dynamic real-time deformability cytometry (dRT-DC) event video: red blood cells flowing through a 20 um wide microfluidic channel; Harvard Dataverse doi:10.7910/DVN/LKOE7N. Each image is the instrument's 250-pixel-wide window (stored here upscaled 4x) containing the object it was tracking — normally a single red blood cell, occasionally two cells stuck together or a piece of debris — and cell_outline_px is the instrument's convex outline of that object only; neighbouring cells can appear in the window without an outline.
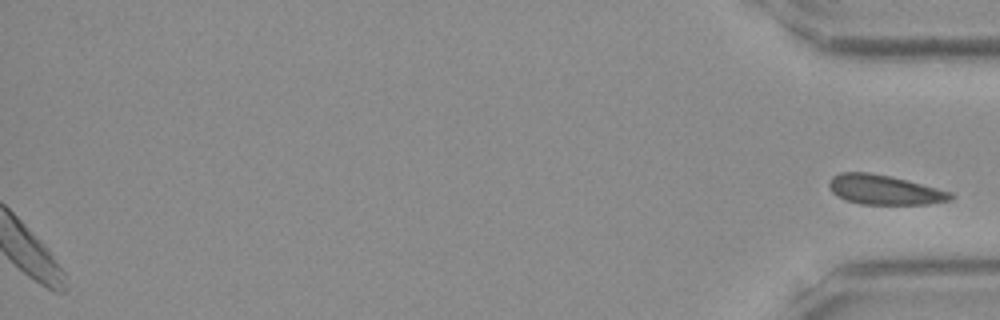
{"species": "Egyptian fruit bat (a non-hibernating species)", "species_latin": "Rousettus aegyptiacus", "temperature_condition": "room temperature", "stored_images_in_passage": 35, "segment_of_instrument_passage": [2, 2], "camera_frame_rate_fps": 3000, "um_per_image_px": 0.085, "frame": {"image": 1, "passage_image": 35, "time_ms": 11.333, "image_size_px": [1000, 320], "cell_outline_px": [[956, 196], [952, 200], [928, 204], [860, 204], [844, 200], [836, 196], [828, 188], [828, 180], [832, 176], [840, 172], [868, 172], [888, 176], [952, 192]], "centroid_in_image_um": [75.12, 16.14], "position_along_channel_um": 360.1, "area_um2": 21.04}}